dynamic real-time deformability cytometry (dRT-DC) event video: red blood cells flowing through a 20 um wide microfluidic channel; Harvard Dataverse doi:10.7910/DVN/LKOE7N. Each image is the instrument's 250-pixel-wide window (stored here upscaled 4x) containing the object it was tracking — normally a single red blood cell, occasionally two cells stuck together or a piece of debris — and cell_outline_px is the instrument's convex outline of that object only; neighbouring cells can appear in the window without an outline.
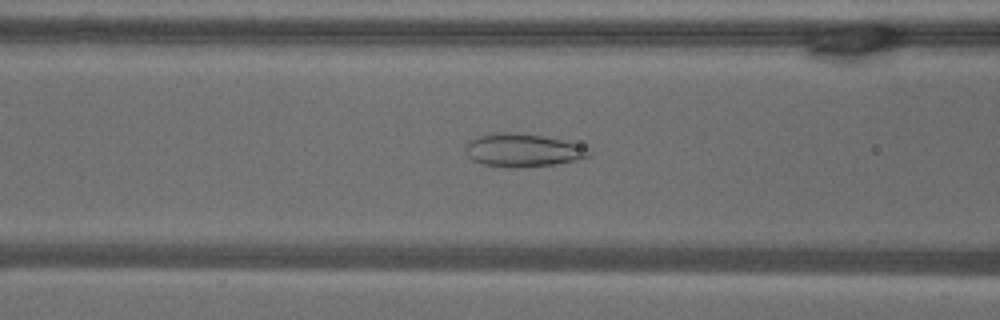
{"species": "common noctule bat (a hibernating species)", "species_latin": "Nyctalus noctula", "temperature_condition": "warm", "stored_images_in_passage": 53, "camera_frame_rate_fps": 3000, "um_per_image_px": 0.085, "animal": {"sex": "male", "body_mass_g": 18.8}, "frame": {"image": 1, "passage_image": 21, "time_ms": 6.667, "image_size_px": [1000, 320], "cell_outline_px": [[592, 152], [588, 156], [576, 160], [556, 164], [512, 168], [484, 164], [472, 160], [468, 156], [464, 148], [468, 140], [492, 132], [512, 132], [544, 136], [560, 140], [572, 144]], "centroid_in_image_um": [44.33, 12.77], "position_along_channel_um": 122.3, "area_um2": 23.47}}
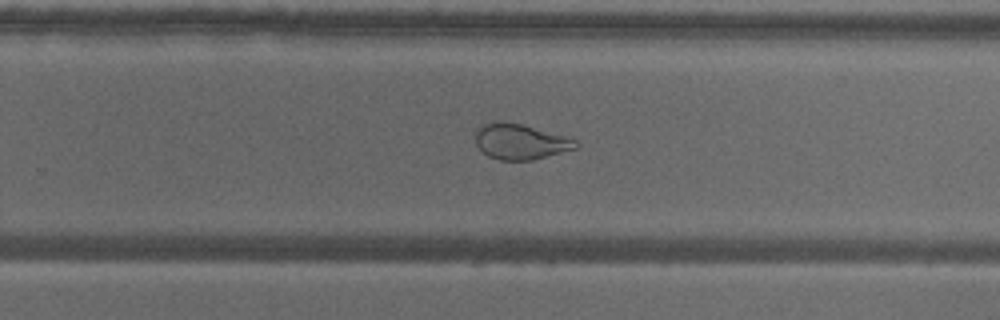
{"frame": {"image": 2, "passage_image": 34, "time_ms": 11.0, "image_size_px": [1000, 320], "cell_outline_px": [[580, 148], [532, 160], [500, 160], [488, 156], [476, 144], [472, 132], [476, 128], [484, 124], [496, 120], [504, 120], [520, 124], [564, 136], [576, 140], [580, 144]], "centroid_in_image_um": [44.2, 12.03], "position_along_channel_um": 285.6, "area_um2": 21.04}}
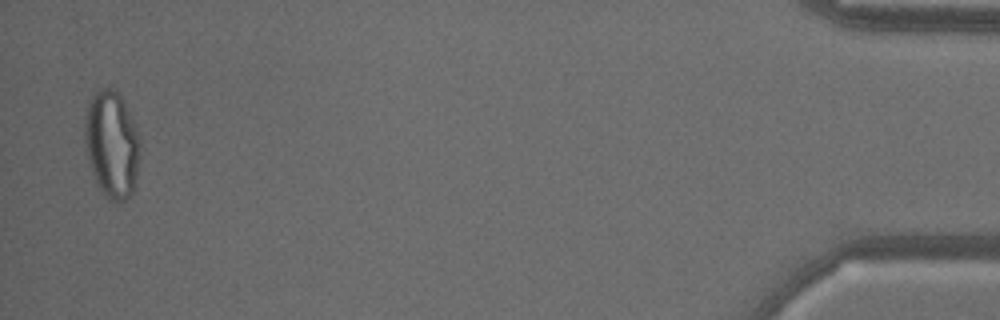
{"frame": {"image": 3, "passage_image": 52, "time_ms": 17.0, "image_size_px": [1000, 320], "cell_outline_px": [[140, 156], [136, 176], [132, 192], [120, 204], [108, 200], [104, 196], [92, 172], [84, 144], [84, 124], [88, 104], [92, 96], [100, 88], [108, 88], [116, 92], [120, 96], [136, 128], [140, 144]], "centroid_in_image_um": [9.49, 12.31], "position_along_channel_um": 425.7, "area_um2": 34.22}}